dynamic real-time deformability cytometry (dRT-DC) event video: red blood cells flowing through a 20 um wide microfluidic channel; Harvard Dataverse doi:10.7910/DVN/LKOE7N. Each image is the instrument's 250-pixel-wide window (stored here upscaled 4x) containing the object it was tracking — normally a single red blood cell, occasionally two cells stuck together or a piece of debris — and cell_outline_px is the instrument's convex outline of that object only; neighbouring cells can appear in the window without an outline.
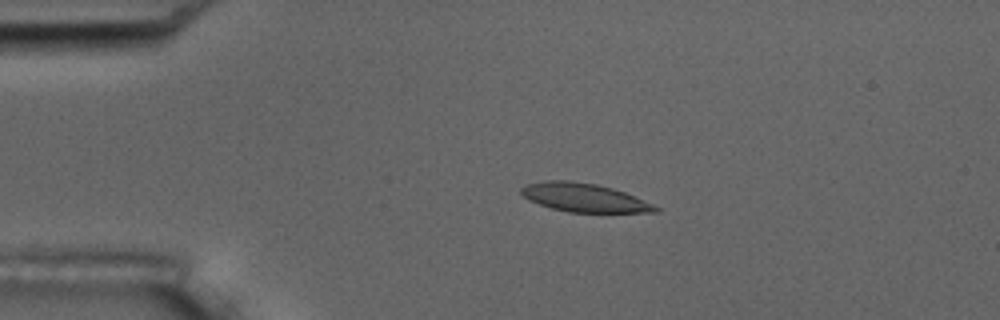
{"species": "common noctule bat (a hibernating species)", "species_latin": "Nyctalus noctula", "temperature_condition": "room temperature", "stored_images_in_passage": 5, "camera_frame_rate_fps": 3000, "um_per_image_px": 0.085, "animal": {"sex": "male", "body_mass_g": 17.5, "forearm_length_mm": 52.3}, "frame": {"image": 1, "passage_image": 4, "time_ms": 3.667, "image_size_px": [1000, 320], "cell_outline_px": [[660, 212], [568, 212], [552, 208], [528, 200], [520, 192], [520, 188], [528, 184], [548, 180], [568, 180], [596, 184], [612, 188], [624, 192], [652, 204], [660, 208]], "centroid_in_image_um": [49.64, 16.79], "position_along_channel_um": 35.4, "area_um2": 22.08}}